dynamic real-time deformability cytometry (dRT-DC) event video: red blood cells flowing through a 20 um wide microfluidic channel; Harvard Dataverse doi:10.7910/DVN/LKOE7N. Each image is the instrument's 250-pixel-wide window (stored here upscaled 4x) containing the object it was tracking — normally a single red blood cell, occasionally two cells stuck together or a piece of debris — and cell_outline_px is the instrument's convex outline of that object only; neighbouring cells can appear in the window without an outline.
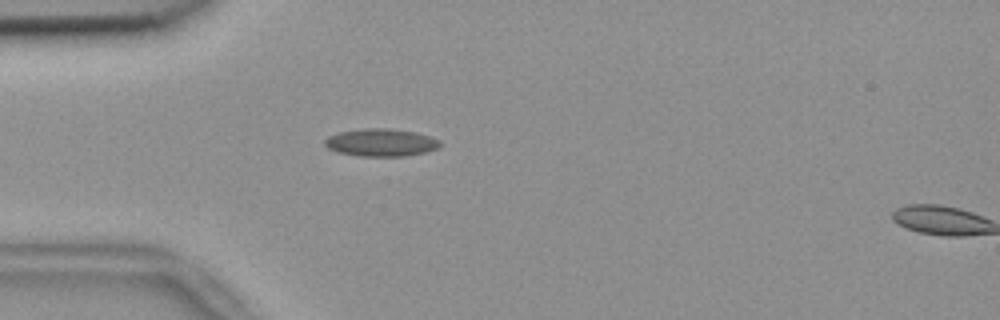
{"species": "common noctule bat (a hibernating species)", "species_latin": "Nyctalus noctula", "temperature_condition": "room temperature", "stored_images_in_passage": 36, "camera_frame_rate_fps": 3000, "um_per_image_px": 0.085, "animal": {"sex": "female", "body_mass_g": 18.4}, "frame": {"image": 1, "passage_image": 3, "time_ms": 0.667, "image_size_px": [1000, 320], "cell_outline_px": [[440, 148], [424, 152], [404, 156], [360, 156], [340, 152], [328, 148], [324, 144], [324, 140], [328, 136], [340, 132], [364, 128], [388, 128], [416, 132], [440, 140]], "centroid_in_image_um": [32.39, 12.11], "position_along_channel_um": 52.6, "area_um2": 18.44}}
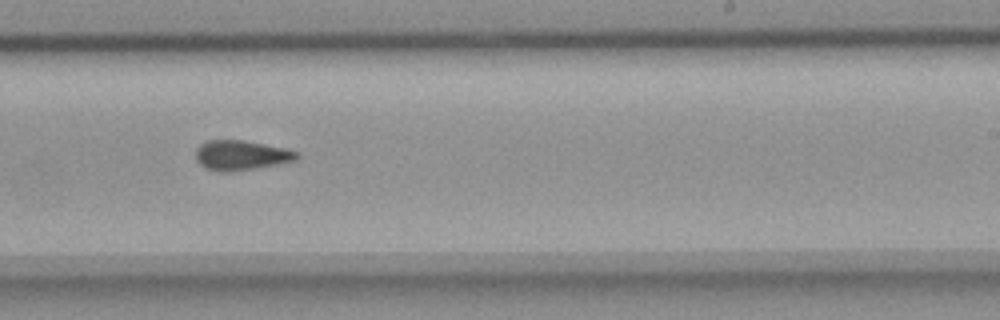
{"frame": {"image": 2, "passage_image": 21, "time_ms": 6.667, "image_size_px": [1000, 320], "cell_outline_px": [[300, 156], [296, 160], [256, 168], [228, 172], [220, 172], [208, 168], [200, 164], [196, 160], [196, 148], [200, 144], [208, 140], [244, 140], [288, 148], [300, 152]], "centroid_in_image_um": [20.53, 13.18], "position_along_channel_um": 268.5, "area_um2": 17.69}}
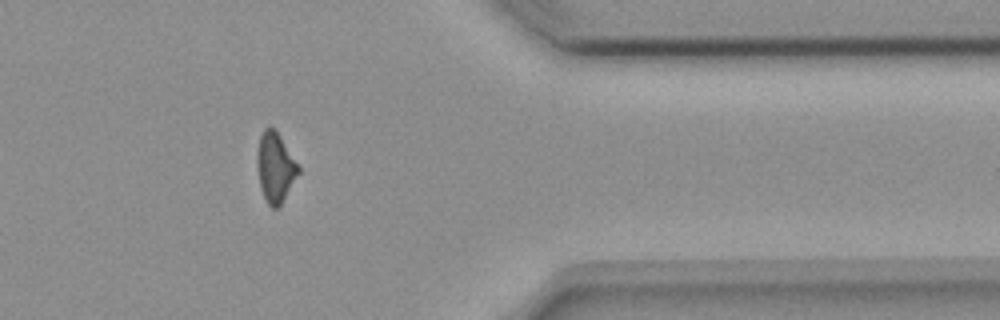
{"frame": {"image": 3, "passage_image": 32, "time_ms": 10.333, "image_size_px": [1000, 320], "cell_outline_px": [[300, 172], [280, 204], [276, 208], [272, 208], [268, 204], [260, 188], [256, 164], [256, 152], [260, 136], [264, 128], [272, 128], [280, 136], [300, 168]], "centroid_in_image_um": [23.37, 14.22], "position_along_channel_um": 388.0, "area_um2": 16.53}, "authors_computed_cell_mechanics": {"area_um2": 17.5134, "velocity_mm_per_s": 3.7445, "shape_relaxation_time_tau1_ms": null, "shape_relaxation_time_tau2_ms": 3.3025, "deformation_change_tau1": null, "deformation_change_tau2": 0.0807}}